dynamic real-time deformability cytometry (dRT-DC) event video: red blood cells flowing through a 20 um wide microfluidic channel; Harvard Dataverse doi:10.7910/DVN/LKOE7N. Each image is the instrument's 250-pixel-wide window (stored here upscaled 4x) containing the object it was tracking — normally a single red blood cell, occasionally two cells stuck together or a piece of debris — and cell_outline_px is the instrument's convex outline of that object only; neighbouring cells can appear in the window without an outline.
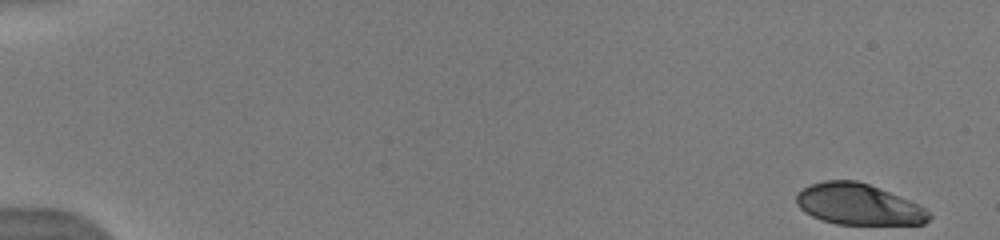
{"species": "human", "species_latin": "Homo sapiens", "temperature_condition": "warm", "stored_images_in_passage": 20, "camera_frame_rate_fps": 3000, "um_per_image_px": 0.085, "donor": {"sex": "male"}, "frame": {"image": 1, "passage_image": 1, "time_ms": 0.0, "image_size_px": [1000, 240], "cell_outline_px": [[932, 216], [924, 224], [836, 224], [820, 220], [804, 212], [796, 204], [796, 192], [812, 184], [824, 180], [856, 180], [880, 188], [908, 200], [924, 208]], "centroid_in_image_um": [72.92, 17.37], "position_along_channel_um": 12.1, "area_um2": 31.67}}